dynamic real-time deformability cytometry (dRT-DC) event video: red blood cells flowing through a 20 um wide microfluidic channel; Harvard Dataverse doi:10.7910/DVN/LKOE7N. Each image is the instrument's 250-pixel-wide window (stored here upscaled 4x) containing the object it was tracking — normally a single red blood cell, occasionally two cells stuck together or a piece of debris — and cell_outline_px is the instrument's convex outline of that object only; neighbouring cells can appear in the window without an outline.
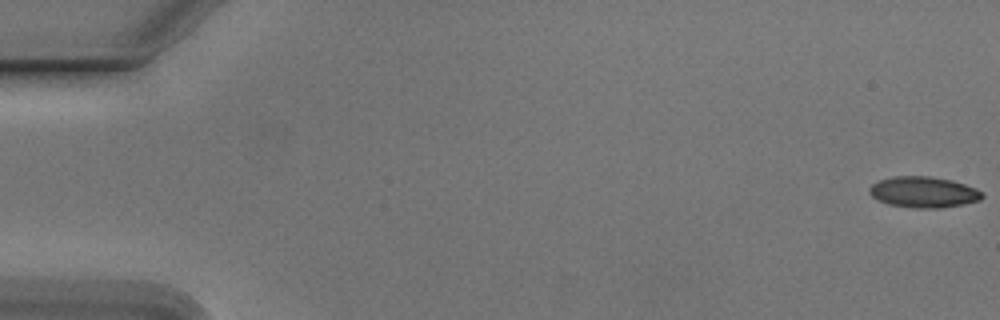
{"species": "Egyptian fruit bat (a non-hibernating species)", "species_latin": "Rousettus aegyptiacus", "temperature_condition": "cold", "stored_images_in_passage": 55, "camera_frame_rate_fps": 3000, "um_per_image_px": 0.085, "animal": {"sex": "male"}, "frame": {"image": 1, "passage_image": 1, "time_ms": 0.0, "image_size_px": [1000, 320], "cell_outline_px": [[984, 196], [980, 200], [940, 208], [916, 208], [892, 204], [880, 200], [872, 196], [868, 192], [868, 188], [872, 184], [880, 180], [892, 176], [928, 176], [952, 180], [976, 188], [984, 192]], "centroid_in_image_um": [78.52, 16.31], "position_along_channel_um": 6.5, "area_um2": 20.17}}
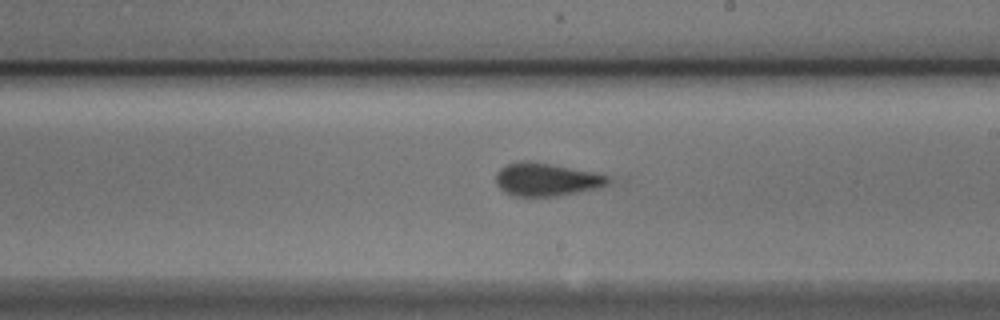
{"frame": {"image": 2, "passage_image": 32, "time_ms": 10.333, "image_size_px": [1000, 320], "cell_outline_px": [[612, 180], [608, 184], [600, 188], [556, 196], [512, 196], [504, 192], [496, 184], [496, 172], [500, 168], [508, 164], [520, 160], [528, 160], [552, 164], [592, 172], [608, 176]], "centroid_in_image_um": [46.43, 15.25], "position_along_channel_um": 242.6, "area_um2": 21.73}}
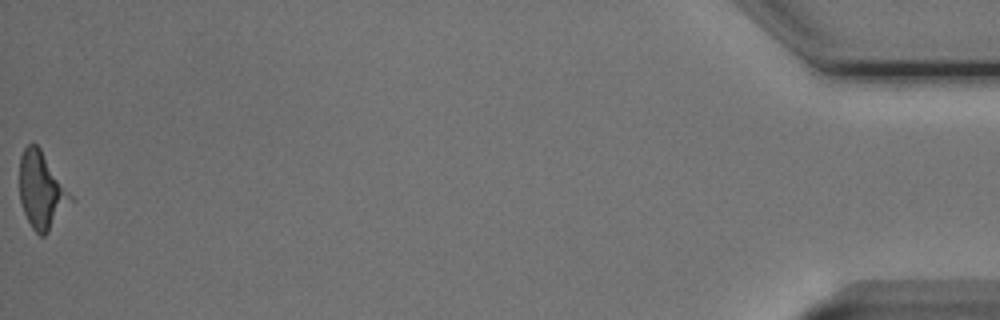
{"frame": {"image": 3, "passage_image": 55, "time_ms": 18.0, "image_size_px": [1000, 320], "cell_outline_px": [[72, 200], [48, 232], [44, 236], [40, 236], [32, 228], [24, 212], [20, 200], [20, 156], [24, 148], [32, 140], [40, 148], [72, 196]], "centroid_in_image_um": [3.5, 16.16], "position_along_channel_um": 431.7, "area_um2": 22.31}, "authors_computed_cell_mechanics": {"area_um2": 21.2126, "velocity_mm_per_s": 3.7929, "shape_relaxation_time_tau1_ms": 4.0572, "shape_relaxation_time_tau2_ms": 1.2498, "deformation_change_tau1": 0.1285, "deformation_change_tau2": 0.0912}}